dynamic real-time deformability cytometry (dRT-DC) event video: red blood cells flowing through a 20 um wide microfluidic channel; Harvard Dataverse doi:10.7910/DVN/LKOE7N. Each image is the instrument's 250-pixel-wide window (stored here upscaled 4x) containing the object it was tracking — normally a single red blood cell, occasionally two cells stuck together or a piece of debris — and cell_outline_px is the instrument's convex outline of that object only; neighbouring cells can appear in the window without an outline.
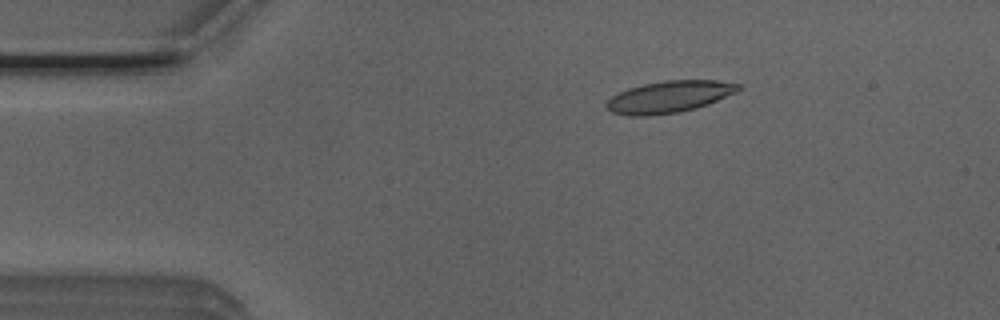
{"species": "Egyptian fruit bat (a non-hibernating species)", "species_latin": "Rousettus aegyptiacus", "temperature_condition": "room temperature", "stored_images_in_passage": 44, "camera_frame_rate_fps": 3000, "um_per_image_px": 0.085, "animal": {"sex": "male"}, "frame": {"image": 1, "passage_image": 1, "time_ms": 0.0, "image_size_px": [1000, 320], "cell_outline_px": [[740, 88], [736, 92], [708, 104], [696, 108], [680, 112], [644, 116], [628, 116], [612, 112], [604, 108], [604, 104], [612, 96], [628, 88], [644, 84], [664, 80], [716, 80], [740, 84]], "centroid_in_image_um": [56.84, 8.23], "position_along_channel_um": 28.2, "area_um2": 24.45}}
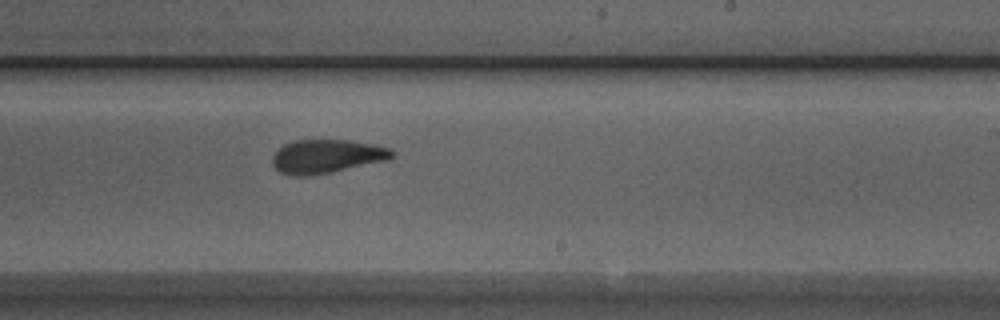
{"frame": {"image": 2, "passage_image": 23, "time_ms": 7.333, "image_size_px": [1000, 320], "cell_outline_px": [[396, 156], [388, 160], [332, 172], [304, 176], [288, 176], [280, 172], [272, 164], [272, 156], [284, 144], [292, 140], [348, 140], [376, 144], [392, 148], [396, 152]], "centroid_in_image_um": [27.81, 13.28], "position_along_channel_um": 261.2, "area_um2": 23.81}}
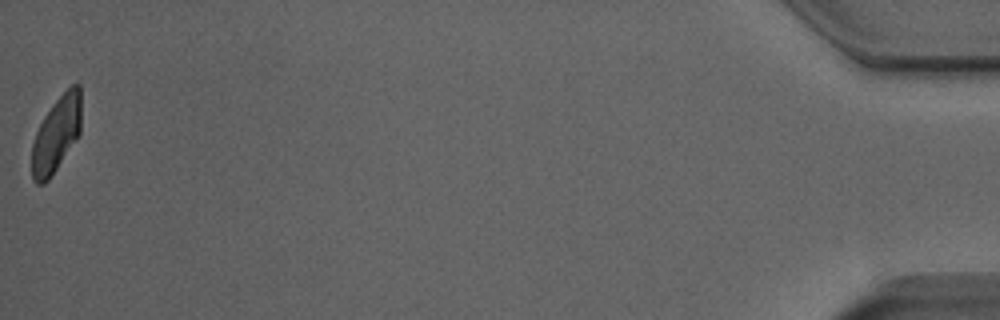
{"frame": {"image": 3, "passage_image": 44, "time_ms": 14.333, "image_size_px": [1000, 320], "cell_outline_px": [[80, 132], [48, 180], [44, 184], [36, 184], [32, 180], [32, 144], [36, 132], [44, 116], [52, 104], [72, 84], [80, 84]], "centroid_in_image_um": [4.76, 11.41], "position_along_channel_um": 430.4, "area_um2": 21.27}, "authors_computed_cell_mechanics": {"area_um2": 23.8714, "velocity_mm_per_s": 3.915, "shape_relaxation_time_tau1_ms": 4.7427, "shape_relaxation_time_tau2_ms": 1.6692, "deformation_change_tau1": 0.1527, "deformation_change_tau2": 0.0735}}